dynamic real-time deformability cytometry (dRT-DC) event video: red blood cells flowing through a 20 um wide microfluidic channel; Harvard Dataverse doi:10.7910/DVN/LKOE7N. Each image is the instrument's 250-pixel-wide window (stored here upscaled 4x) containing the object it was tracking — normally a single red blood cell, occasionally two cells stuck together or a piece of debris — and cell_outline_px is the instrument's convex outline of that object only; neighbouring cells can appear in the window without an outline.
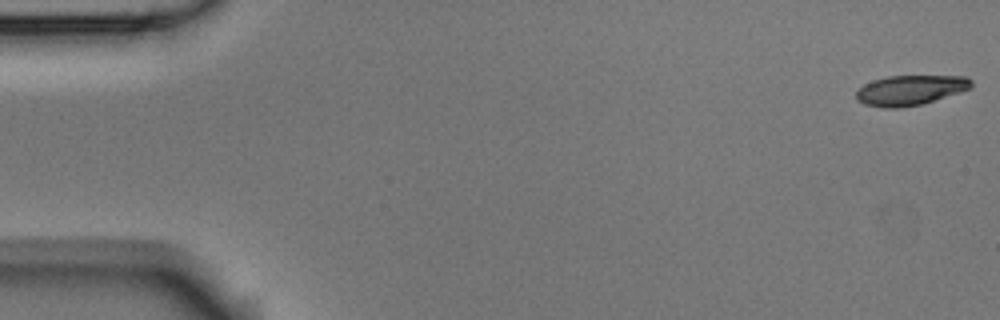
{"species": "Egyptian fruit bat (a non-hibernating species)", "species_latin": "Rousettus aegyptiacus", "temperature_condition": "room temperature", "stored_images_in_passage": 53, "camera_frame_rate_fps": 3000, "um_per_image_px": 0.085, "animal": {"sex": "male"}, "frame": {"image": 1, "passage_image": 1, "time_ms": 0.0, "image_size_px": [1000, 320], "cell_outline_px": [[972, 88], [960, 92], [920, 104], [896, 108], [884, 108], [864, 104], [856, 100], [856, 92], [864, 84], [872, 80], [888, 76], [968, 76], [972, 80]], "centroid_in_image_um": [77.36, 7.65], "position_along_channel_um": 7.6, "area_um2": 20.06}}
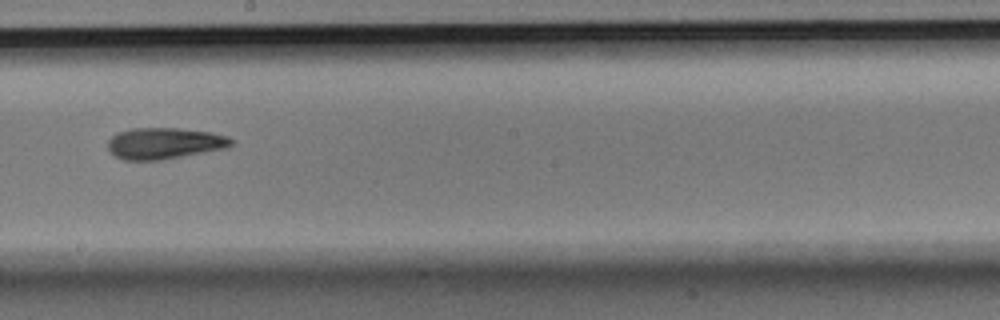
{"frame": {"image": 2, "passage_image": 30, "time_ms": 9.667, "image_size_px": [1000, 320], "cell_outline_px": [[232, 144], [228, 148], [160, 160], [124, 160], [116, 156], [108, 148], [108, 140], [116, 132], [132, 128], [180, 128], [212, 132], [228, 136], [232, 140]], "centroid_in_image_um": [13.98, 12.17], "position_along_channel_um": 234.2, "area_um2": 22.6}}
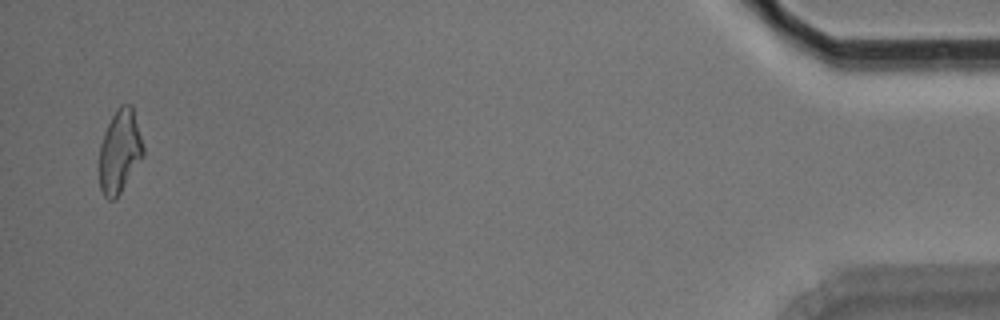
{"frame": {"image": 3, "passage_image": 52, "time_ms": 17.0, "image_size_px": [1000, 320], "cell_outline_px": [[144, 156], [116, 200], [108, 200], [104, 196], [100, 188], [100, 144], [104, 132], [116, 108], [120, 104], [132, 104], [144, 148]], "centroid_in_image_um": [10.19, 12.88], "position_along_channel_um": 425.0, "area_um2": 21.44}, "authors_computed_cell_mechanics": {"area_um2": 21.8484, "velocity_mm_per_s": 3.7726, "shape_relaxation_time_tau1_ms": 3.6554, "shape_relaxation_time_tau2_ms": 5.3029, "deformation_change_tau1": 0.1456, "deformation_change_tau2": 0.1566}}